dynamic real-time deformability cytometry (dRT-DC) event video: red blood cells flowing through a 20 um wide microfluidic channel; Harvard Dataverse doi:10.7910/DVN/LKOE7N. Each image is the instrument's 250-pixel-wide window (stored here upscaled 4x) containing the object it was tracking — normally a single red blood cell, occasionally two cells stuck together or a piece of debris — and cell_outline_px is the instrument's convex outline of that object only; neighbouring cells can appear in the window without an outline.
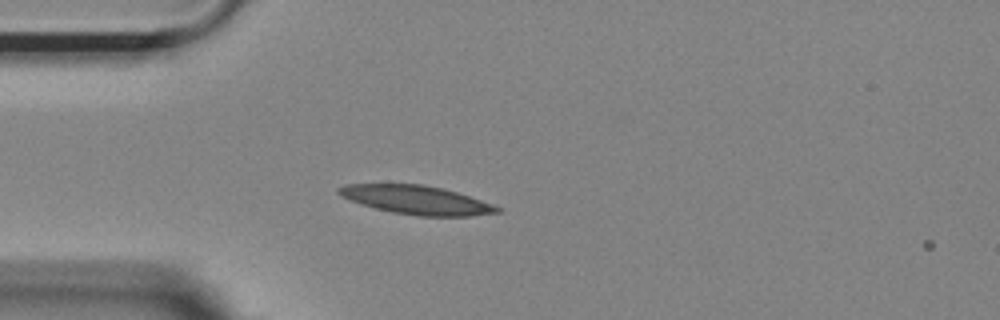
{"species": "Egyptian fruit bat (a non-hibernating species)", "species_latin": "Rousettus aegyptiacus", "temperature_condition": "room temperature", "stored_images_in_passage": 3, "camera_frame_rate_fps": 3000, "um_per_image_px": 0.085, "animal": {"sex": "female"}, "frame": {"image": 1, "passage_image": 2, "time_ms": 0.333, "image_size_px": [1000, 320], "cell_outline_px": [[500, 212], [472, 216], [416, 216], [392, 212], [360, 204], [340, 196], [336, 192], [336, 188], [344, 184], [424, 184], [456, 192], [492, 204], [500, 208]], "centroid_in_image_um": [35.34, 16.99], "position_along_channel_um": 49.7, "area_um2": 26.41}}